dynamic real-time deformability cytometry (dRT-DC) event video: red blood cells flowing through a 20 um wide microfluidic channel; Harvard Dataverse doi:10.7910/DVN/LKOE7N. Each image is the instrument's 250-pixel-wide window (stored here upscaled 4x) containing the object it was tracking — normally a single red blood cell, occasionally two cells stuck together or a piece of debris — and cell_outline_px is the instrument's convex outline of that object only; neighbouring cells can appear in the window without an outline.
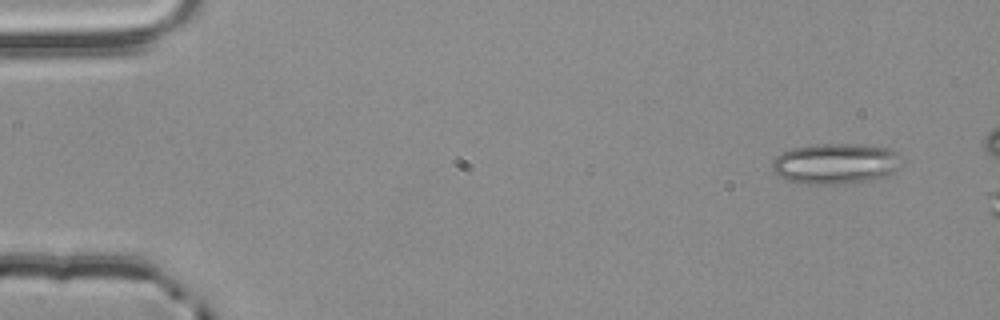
{"species": "common noctule bat (a hibernating species)", "species_latin": "Nyctalus noctula", "temperature_condition": "room temperature", "stored_images_in_passage": 4, "camera_frame_rate_fps": 3000, "um_per_image_px": 0.085, "animal": {"sex": "male", "body_mass_g": 20.4}, "frame": {"image": 1, "passage_image": 1, "time_ms": 0.0, "image_size_px": [1000, 320], "cell_outline_px": [[896, 168], [888, 176], [876, 180], [844, 184], [808, 184], [788, 180], [776, 176], [772, 168], [772, 160], [780, 152], [792, 148], [812, 144], [852, 144], [892, 148], [896, 152]], "centroid_in_image_um": [70.94, 13.92], "position_along_channel_um": 14.1, "area_um2": 30.75}}